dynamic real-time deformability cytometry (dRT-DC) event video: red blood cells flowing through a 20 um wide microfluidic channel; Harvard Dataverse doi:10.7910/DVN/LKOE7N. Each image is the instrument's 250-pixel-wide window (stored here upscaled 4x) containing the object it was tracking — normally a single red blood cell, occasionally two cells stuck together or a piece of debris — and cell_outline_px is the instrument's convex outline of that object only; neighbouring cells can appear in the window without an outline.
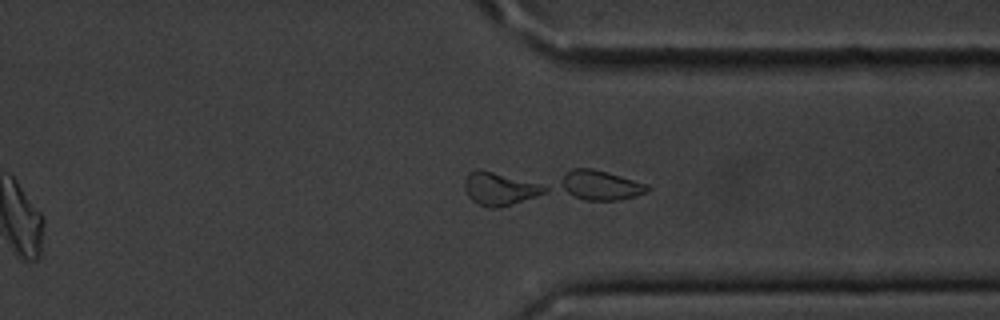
{"species": "common noctule bat (a hibernating species)", "species_latin": "Nyctalus noctula", "temperature_condition": "cold", "stored_images_in_passage": 47, "segment_of_instrument_passage": [2, 2], "camera_frame_rate_fps": 3000, "um_per_image_px": 0.085, "animal": {"sex": "male", "body_mass_g": 20.1, "forearm_length_mm": 53.5}, "frame": {"image": 1, "passage_image": 41, "time_ms": 13.333, "image_size_px": [1000, 320], "cell_outline_px": [[648, 192], [636, 196], [620, 200], [584, 200], [556, 188], [564, 172], [572, 168], [592, 168], [648, 184]], "centroid_in_image_um": [50.96, 15.74], "position_along_channel_um": 360.4, "area_um2": 15.26}}
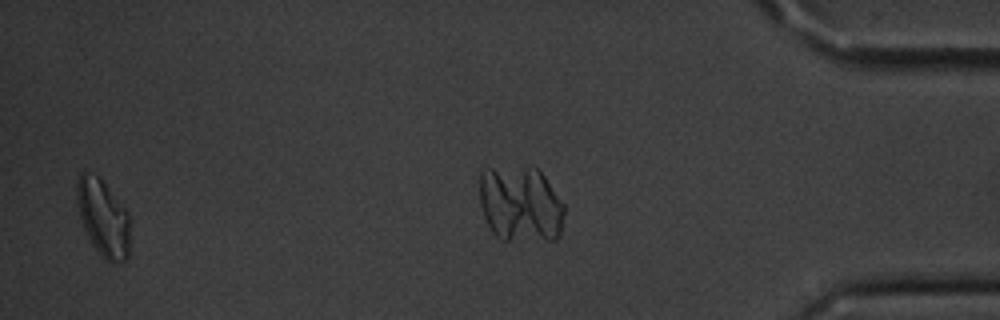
{"frame": {"image": 2, "passage_image": 45, "time_ms": 14.667, "image_size_px": [1000, 320], "cell_outline_px": [[128, 256], [124, 260], [112, 264], [104, 260], [100, 256], [92, 244], [84, 228], [76, 204], [76, 180], [80, 172], [88, 172], [100, 176], [128, 212]], "centroid_in_image_um": [8.73, 18.49], "position_along_channel_um": 426.5, "area_um2": 23.99}}